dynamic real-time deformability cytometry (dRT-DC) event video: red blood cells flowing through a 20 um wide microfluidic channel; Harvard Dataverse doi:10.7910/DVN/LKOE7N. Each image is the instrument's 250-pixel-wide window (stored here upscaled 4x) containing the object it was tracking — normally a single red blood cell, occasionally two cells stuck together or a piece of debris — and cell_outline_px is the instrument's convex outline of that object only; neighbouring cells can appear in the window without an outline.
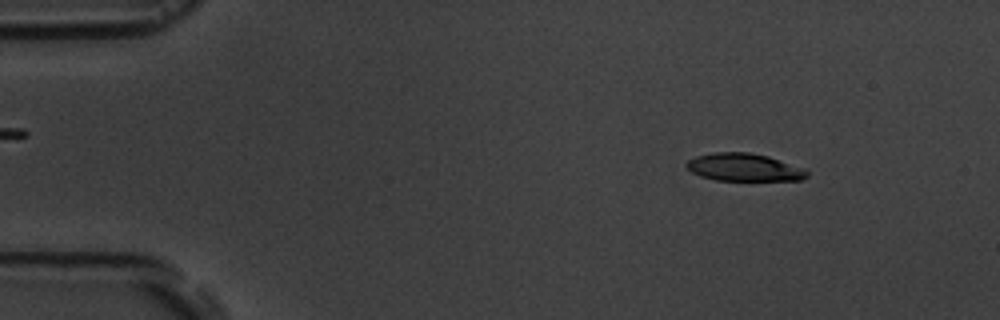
{"species": "common noctule bat (a hibernating species)", "species_latin": "Nyctalus noctula", "temperature_condition": "room temperature", "stored_images_in_passage": 8, "camera_frame_rate_fps": 3000, "um_per_image_px": 0.085, "animal": {"sex": "male", "body_mass_g": 19.5, "forearm_length_mm": 54.6}, "frame": {"image": 1, "passage_image": 2, "time_ms": 1.0, "image_size_px": [1000, 320], "cell_outline_px": [[808, 176], [800, 180], [716, 180], [700, 176], [692, 172], [684, 164], [688, 160], [696, 156], [712, 152], [748, 152], [768, 156], [804, 168], [808, 172]], "centroid_in_image_um": [63.23, 14.21], "position_along_channel_um": 21.8, "area_um2": 19.42}}
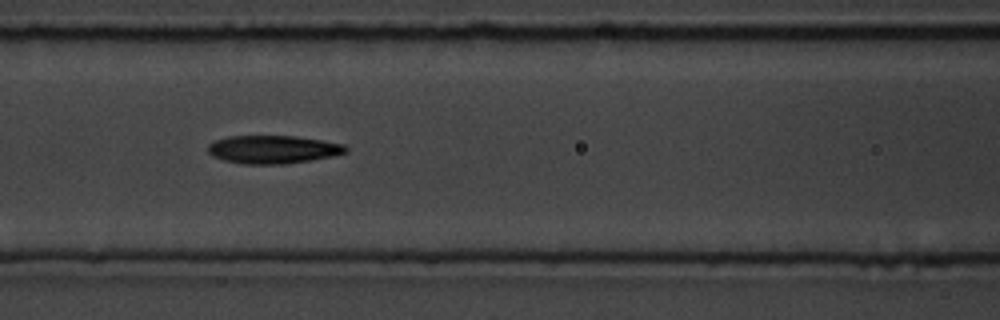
{"frame": {"image": 2, "passage_image": 7, "time_ms": 6.667, "image_size_px": [1000, 320], "cell_outline_px": [[348, 152], [332, 156], [288, 164], [244, 164], [224, 160], [212, 156], [208, 152], [208, 144], [216, 140], [228, 136], [296, 136], [344, 144], [348, 148]], "centroid_in_image_um": [23.2, 12.7], "position_along_channel_um": 143.4, "area_um2": 22.6}}
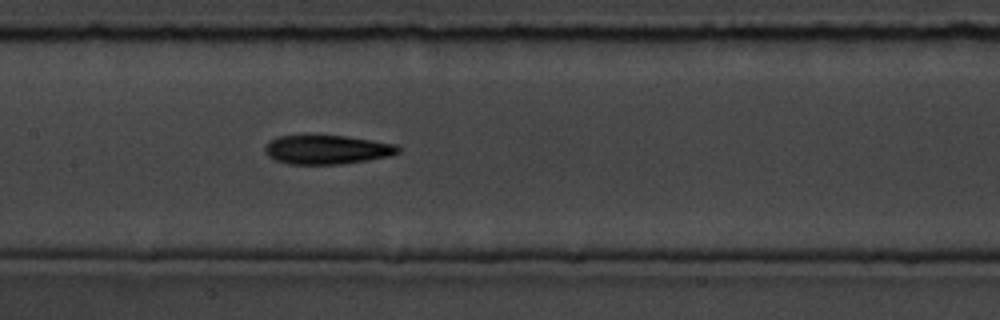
{"frame": {"image": 3, "passage_image": 8, "time_ms": 7.667, "image_size_px": [1000, 320], "cell_outline_px": [[400, 152], [388, 156], [368, 160], [340, 164], [288, 164], [276, 160], [268, 156], [264, 152], [264, 148], [276, 136], [304, 132], [308, 132], [344, 136], [372, 140], [396, 144], [400, 148]], "centroid_in_image_um": [27.73, 12.67], "position_along_channel_um": 179.7, "area_um2": 23.35}}